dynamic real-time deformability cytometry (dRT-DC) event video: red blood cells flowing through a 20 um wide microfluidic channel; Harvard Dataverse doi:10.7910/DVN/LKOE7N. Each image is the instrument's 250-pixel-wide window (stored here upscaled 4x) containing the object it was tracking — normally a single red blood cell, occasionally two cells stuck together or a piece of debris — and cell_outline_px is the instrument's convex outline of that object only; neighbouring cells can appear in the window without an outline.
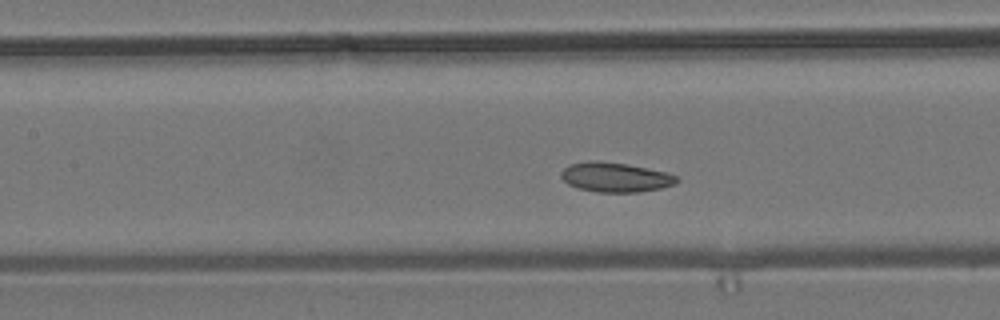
{"species": "common noctule bat (a hibernating species)", "species_latin": "Nyctalus noctula", "temperature_condition": "room temperature", "stored_images_in_passage": 17, "camera_frame_rate_fps": 3000, "um_per_image_px": 0.085, "animal": {"sex": "male", "body_mass_g": 19.2, "forearm_length_mm": 51.8}, "frame": {"image": 1, "passage_image": 8, "time_ms": 2.333, "image_size_px": [1000, 320], "cell_outline_px": [[680, 180], [676, 184], [660, 188], [640, 192], [596, 192], [576, 188], [568, 184], [560, 176], [560, 172], [568, 164], [588, 160], [596, 160], [628, 164], [668, 172], [676, 176]], "centroid_in_image_um": [52.29, 15.05], "position_along_channel_um": 155.1, "area_um2": 20.29}}
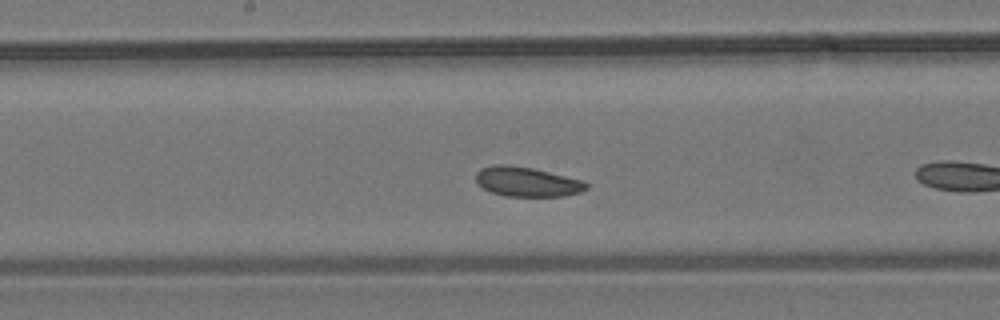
{"frame": {"image": 2, "passage_image": 12, "time_ms": 3.667, "image_size_px": [1000, 320], "cell_outline_px": [[588, 188], [580, 192], [564, 196], [504, 196], [492, 192], [484, 188], [476, 180], [476, 172], [480, 168], [492, 164], [508, 164], [532, 168], [584, 180], [588, 184]], "centroid_in_image_um": [44.8, 15.44], "position_along_channel_um": 203.4, "area_um2": 19.13}}
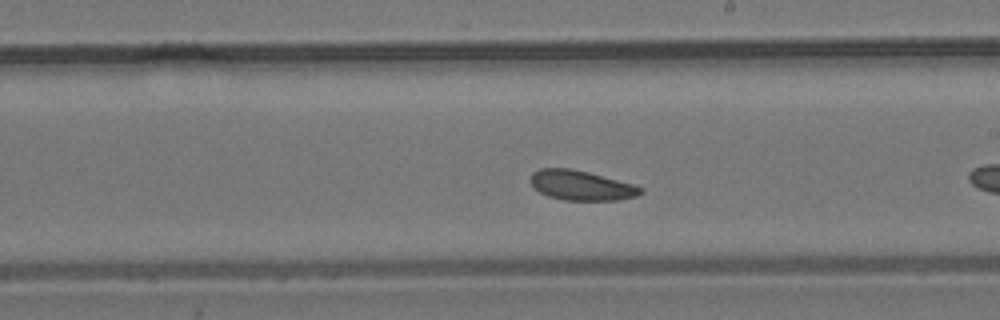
{"frame": {"image": 3, "passage_image": 15, "time_ms": 4.667, "image_size_px": [1000, 320], "cell_outline_px": [[644, 192], [636, 196], [620, 200], [564, 200], [548, 196], [540, 192], [532, 184], [532, 172], [540, 168], [572, 168], [636, 184], [644, 188]], "centroid_in_image_um": [49.47, 15.75], "position_along_channel_um": 239.5, "area_um2": 19.19}}